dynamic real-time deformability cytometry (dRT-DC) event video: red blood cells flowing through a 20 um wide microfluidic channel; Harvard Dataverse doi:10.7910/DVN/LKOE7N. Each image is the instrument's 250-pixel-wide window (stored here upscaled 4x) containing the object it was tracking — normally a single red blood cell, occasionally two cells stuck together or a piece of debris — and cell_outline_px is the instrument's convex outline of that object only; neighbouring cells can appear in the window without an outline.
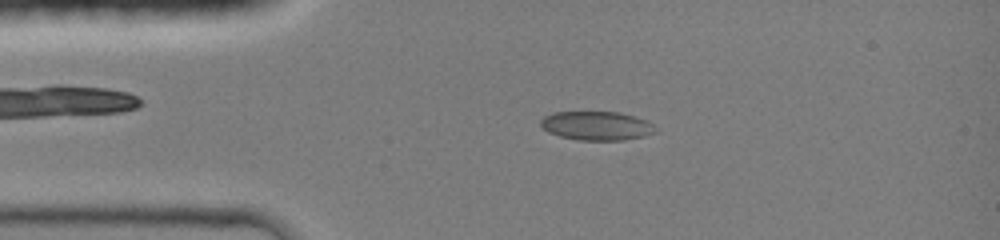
{"species": "common noctule bat (a hibernating species)", "species_latin": "Nyctalus noctula", "temperature_condition": "room temperature", "stored_images_in_passage": 44, "camera_frame_rate_fps": 3000, "um_per_image_px": 0.085, "animal": {"sex": "female", "body_mass_g": 19.0, "forearm_length_mm": 51.5}, "frame": {"image": 1, "passage_image": 8, "time_ms": 2.333, "image_size_px": [1000, 240], "cell_outline_px": [[660, 132], [644, 136], [624, 140], [576, 140], [560, 136], [548, 132], [540, 124], [540, 120], [544, 116], [552, 112], [620, 112], [648, 120]], "centroid_in_image_um": [50.75, 10.69], "position_along_channel_um": 34.3, "area_um2": 19.54}}
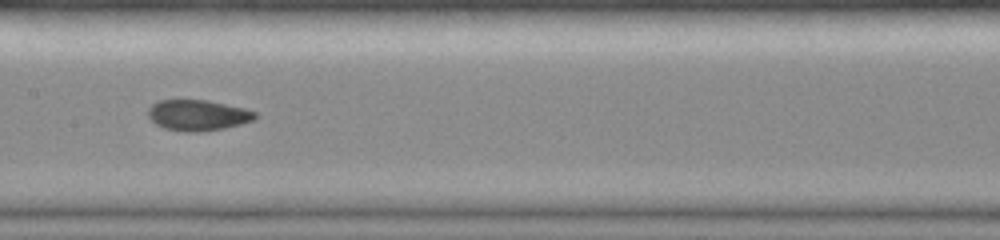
{"frame": {"image": 2, "passage_image": 21, "time_ms": 6.667, "image_size_px": [1000, 240], "cell_outline_px": [[260, 116], [252, 120], [240, 124], [224, 128], [196, 132], [184, 132], [164, 128], [156, 124], [148, 116], [148, 108], [156, 100], [208, 100], [244, 108], [256, 112]], "centroid_in_image_um": [16.81, 9.78], "position_along_channel_um": 190.6, "area_um2": 19.25}}
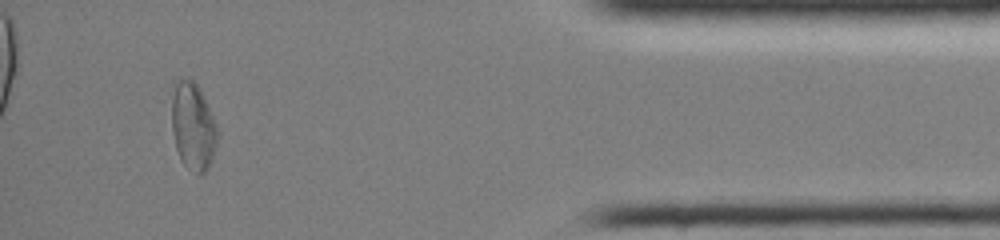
{"frame": {"image": 3, "passage_image": 40, "time_ms": 13.0, "image_size_px": [1000, 240], "cell_outline_px": [[216, 144], [212, 160], [208, 168], [200, 176], [184, 164], [180, 160], [176, 148], [172, 132], [172, 100], [176, 80], [180, 76], [192, 80], [200, 88], [216, 124]], "centroid_in_image_um": [16.39, 10.73], "position_along_channel_um": 418.8, "area_um2": 23.18}, "authors_computed_cell_mechanics": {"area_um2": 19.4786, "velocity_mm_per_s": 4.2403, "shape_relaxation_time_tau1_ms": 10.5054, "shape_relaxation_time_tau2_ms": 1.3523, "deformation_change_tau1": 0.2167, "deformation_change_tau2": 0.0375}}